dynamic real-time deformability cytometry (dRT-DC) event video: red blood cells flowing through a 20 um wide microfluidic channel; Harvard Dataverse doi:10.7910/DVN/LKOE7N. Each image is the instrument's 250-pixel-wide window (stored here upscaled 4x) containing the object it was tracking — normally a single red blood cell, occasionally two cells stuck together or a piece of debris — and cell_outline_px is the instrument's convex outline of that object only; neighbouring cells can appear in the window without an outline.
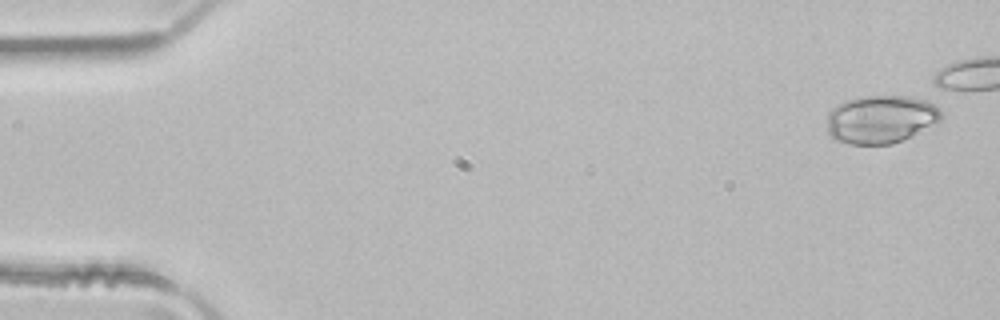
{"species": "common noctule bat (a hibernating species)", "species_latin": "Nyctalus noctula", "temperature_condition": "room temperature", "stored_images_in_passage": 6, "camera_frame_rate_fps": 3000, "um_per_image_px": 0.085, "animal": {"sex": "male", "body_mass_g": 21.5, "forearm_length_mm": 52.0}, "frame": {"image": 1, "passage_image": 1, "time_ms": 0.0, "image_size_px": [1000, 320], "cell_outline_px": [[944, 116], [936, 124], [892, 144], [848, 144], [836, 140], [828, 132], [828, 112], [836, 104], [848, 100], [864, 96], [908, 96], [924, 100], [940, 108]], "centroid_in_image_um": [74.88, 10.13], "position_along_channel_um": 10.1, "area_um2": 31.96}}
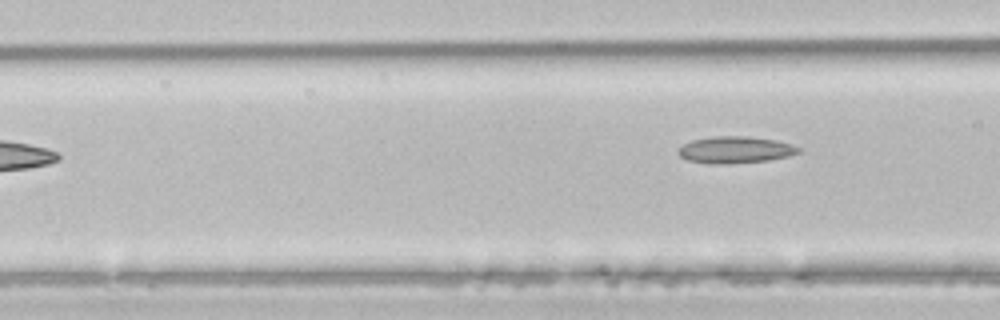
{"frame": {"image": 2, "passage_image": 6, "time_ms": 1.667, "image_size_px": [1000, 320], "cell_outline_px": [[800, 152], [788, 156], [768, 160], [728, 164], [712, 164], [688, 160], [680, 156], [676, 152], [676, 148], [692, 140], [712, 136], [748, 136], [776, 140], [792, 144], [800, 148]], "centroid_in_image_um": [62.47, 12.73], "position_along_channel_um": 104.1, "area_um2": 18.9}}